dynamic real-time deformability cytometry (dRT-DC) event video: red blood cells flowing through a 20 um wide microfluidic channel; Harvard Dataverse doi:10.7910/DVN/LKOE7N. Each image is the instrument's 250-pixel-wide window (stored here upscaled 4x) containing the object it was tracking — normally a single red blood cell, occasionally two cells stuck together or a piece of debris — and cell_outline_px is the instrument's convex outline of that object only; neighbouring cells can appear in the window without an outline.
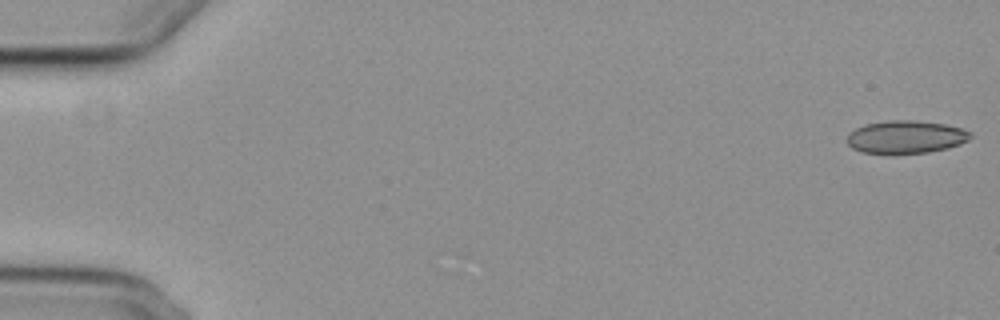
{"species": "common noctule bat (a hibernating species)", "species_latin": "Nyctalus noctula", "temperature_condition": "cold", "stored_images_in_passage": 15, "camera_frame_rate_fps": 3000, "um_per_image_px": 0.085, "animal": {"sex": "female", "body_mass_g": 29.2, "forearm_length_mm": 56.3}, "frame": {"image": 1, "passage_image": 1, "time_ms": 0.0, "image_size_px": [1000, 320], "cell_outline_px": [[972, 136], [968, 140], [960, 144], [948, 148], [928, 152], [892, 156], [860, 152], [852, 148], [848, 144], [848, 132], [864, 124], [888, 120], [912, 120], [944, 124], [960, 128], [972, 132]], "centroid_in_image_um": [76.96, 11.68], "position_along_channel_um": 8.0, "area_um2": 24.28}}